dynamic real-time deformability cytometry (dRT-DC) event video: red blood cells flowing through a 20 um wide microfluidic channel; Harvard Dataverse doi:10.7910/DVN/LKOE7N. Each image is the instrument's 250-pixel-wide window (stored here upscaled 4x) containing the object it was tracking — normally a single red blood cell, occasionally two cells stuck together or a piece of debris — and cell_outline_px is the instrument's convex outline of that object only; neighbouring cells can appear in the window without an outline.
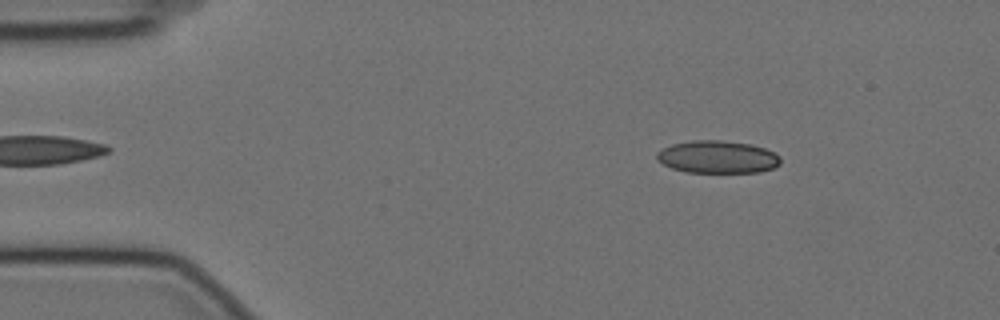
{"species": "Egyptian fruit bat (a non-hibernating species)", "species_latin": "Rousettus aegyptiacus", "temperature_condition": "cold", "stored_images_in_passage": 54, "camera_frame_rate_fps": 3000, "um_per_image_px": 0.085, "animal": {"sex": "female"}, "frame": {"image": 1, "passage_image": 7, "time_ms": 2.0, "image_size_px": [1000, 320], "cell_outline_px": [[780, 164], [772, 168], [760, 172], [688, 172], [672, 168], [656, 160], [656, 152], [672, 144], [692, 140], [720, 140], [752, 144], [764, 148], [780, 156]], "centroid_in_image_um": [60.98, 13.34], "position_along_channel_um": 24.0, "area_um2": 23.41}}
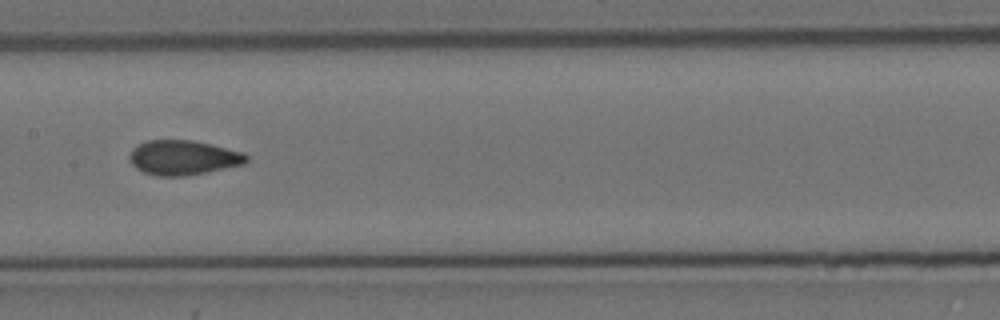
{"frame": {"image": 2, "passage_image": 27, "time_ms": 8.667, "image_size_px": [1000, 320], "cell_outline_px": [[248, 160], [244, 164], [208, 172], [184, 176], [156, 176], [144, 172], [136, 168], [128, 160], [128, 156], [132, 148], [136, 144], [148, 140], [192, 140], [212, 144], [244, 152], [248, 156]], "centroid_in_image_um": [15.56, 13.39], "position_along_channel_um": 191.8, "area_um2": 23.93}}
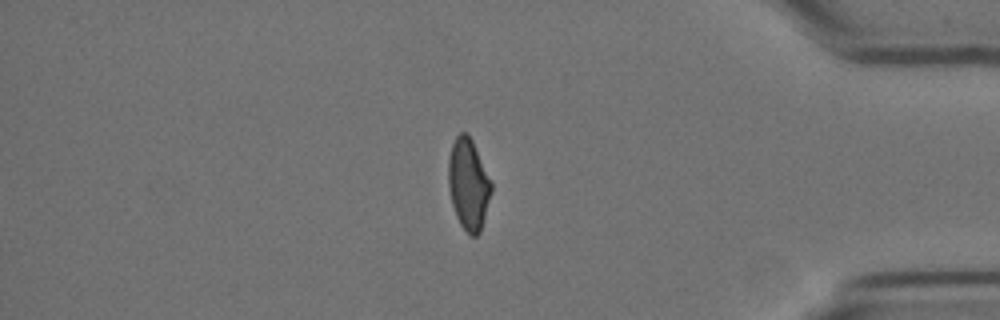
{"frame": {"image": 3, "passage_image": 47, "time_ms": 15.333, "image_size_px": [1000, 320], "cell_outline_px": [[492, 192], [480, 232], [476, 236], [468, 236], [460, 224], [456, 216], [452, 204], [448, 188], [448, 160], [452, 144], [456, 136], [460, 132], [468, 132], [472, 140], [492, 184]], "centroid_in_image_um": [39.8, 15.67], "position_along_channel_um": 395.4, "area_um2": 22.89}, "authors_computed_cell_mechanics": {"area_um2": 23.5246, "velocity_mm_per_s": 3.5237, "shape_relaxation_time_tau1_ms": null, "shape_relaxation_time_tau2_ms": 1.4844, "deformation_change_tau1": null, "deformation_change_tau2": 0.0734}}